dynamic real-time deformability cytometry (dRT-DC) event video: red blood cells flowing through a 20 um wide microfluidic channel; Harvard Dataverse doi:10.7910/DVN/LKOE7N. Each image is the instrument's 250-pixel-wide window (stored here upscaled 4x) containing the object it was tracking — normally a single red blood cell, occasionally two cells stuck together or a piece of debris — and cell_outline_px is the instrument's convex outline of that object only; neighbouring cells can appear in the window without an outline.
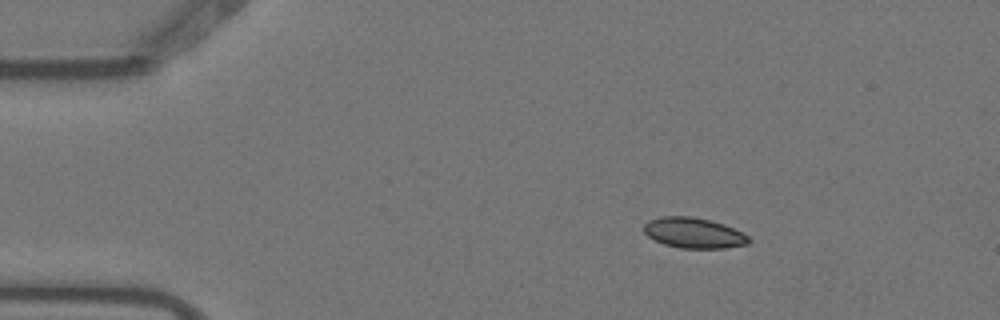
{"species": "Egyptian fruit bat (a non-hibernating species)", "species_latin": "Rousettus aegyptiacus", "temperature_condition": "warm", "stored_images_in_passage": 4, "camera_frame_rate_fps": 3000, "um_per_image_px": 0.085, "animal": {"sex": "female"}, "frame": {"image": 1, "passage_image": 1, "time_ms": 0.0, "image_size_px": [1000, 320], "cell_outline_px": [[752, 240], [748, 244], [724, 248], [680, 248], [664, 244], [648, 236], [644, 232], [644, 224], [648, 220], [660, 216], [692, 216], [724, 224], [744, 232]], "centroid_in_image_um": [58.99, 19.79], "position_along_channel_um": 26.0, "area_um2": 18.73}}